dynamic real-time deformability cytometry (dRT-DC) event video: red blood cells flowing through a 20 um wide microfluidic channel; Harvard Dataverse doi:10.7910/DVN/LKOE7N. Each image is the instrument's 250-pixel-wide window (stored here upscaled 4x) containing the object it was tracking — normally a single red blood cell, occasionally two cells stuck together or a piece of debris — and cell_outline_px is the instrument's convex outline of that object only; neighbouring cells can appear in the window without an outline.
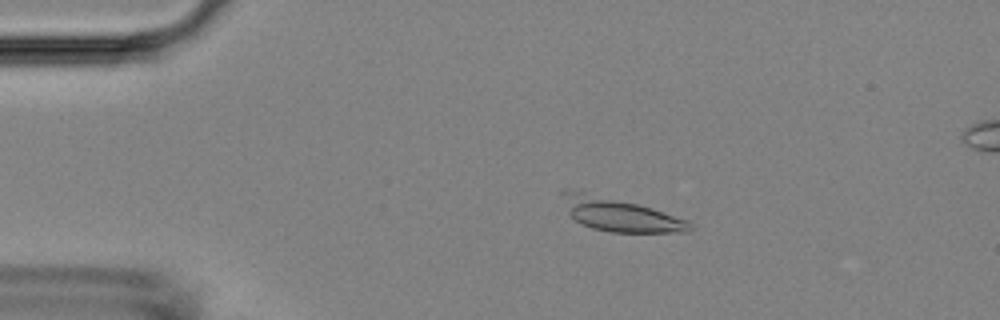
{"species": "Egyptian fruit bat (a non-hibernating species)", "species_latin": "Rousettus aegyptiacus", "temperature_condition": "room temperature", "stored_images_in_passage": 54, "camera_frame_rate_fps": 3000, "um_per_image_px": 0.085, "animal": {"sex": "female"}, "frame": {"image": 1, "passage_image": 11, "time_ms": 3.333, "image_size_px": [1000, 320], "cell_outline_px": [[692, 228], [688, 232], [612, 232], [592, 228], [580, 224], [568, 212], [560, 192], [584, 192], [636, 204], [652, 208], [688, 220], [692, 224]], "centroid_in_image_um": [52.74, 18.28], "position_along_channel_um": 32.3, "area_um2": 23.87}}
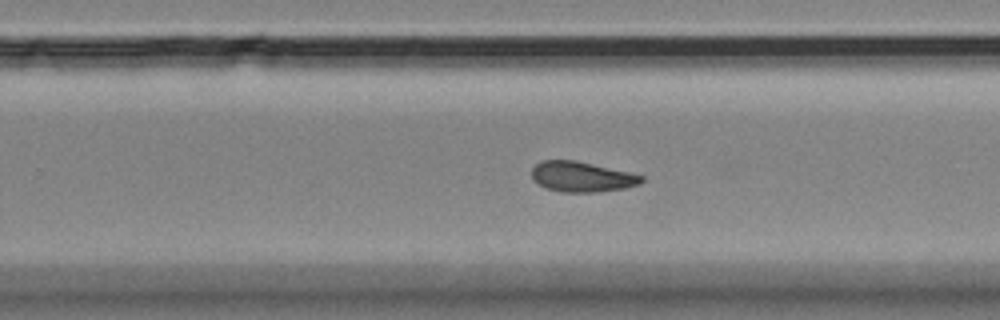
{"frame": {"image": 2, "passage_image": 35, "time_ms": 11.333, "image_size_px": [1000, 320], "cell_outline_px": [[644, 180], [640, 184], [624, 188], [600, 192], [560, 192], [544, 188], [536, 184], [532, 180], [532, 168], [540, 160], [576, 160], [628, 172], [644, 176]], "centroid_in_image_um": [49.41, 15.03], "position_along_channel_um": 280.4, "area_um2": 19.59}}
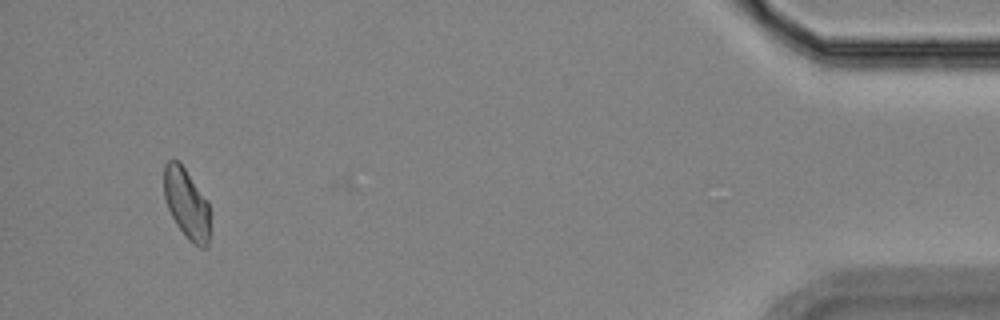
{"frame": {"image": 3, "passage_image": 52, "time_ms": 17.0, "image_size_px": [1000, 320], "cell_outline_px": [[212, 212], [208, 248], [200, 248], [192, 244], [188, 240], [176, 224], [168, 208], [164, 196], [164, 164], [168, 160], [180, 160], [208, 200]], "centroid_in_image_um": [15.92, 17.33], "position_along_channel_um": 419.3, "area_um2": 19.71}, "authors_computed_cell_mechanics": {"area_um2": 19.7387, "velocity_mm_per_s": 3.6867, "shape_relaxation_time_tau1_ms": null, "shape_relaxation_time_tau2_ms": 7.9502, "deformation_change_tau1": null, "deformation_change_tau2": 0.1366}}